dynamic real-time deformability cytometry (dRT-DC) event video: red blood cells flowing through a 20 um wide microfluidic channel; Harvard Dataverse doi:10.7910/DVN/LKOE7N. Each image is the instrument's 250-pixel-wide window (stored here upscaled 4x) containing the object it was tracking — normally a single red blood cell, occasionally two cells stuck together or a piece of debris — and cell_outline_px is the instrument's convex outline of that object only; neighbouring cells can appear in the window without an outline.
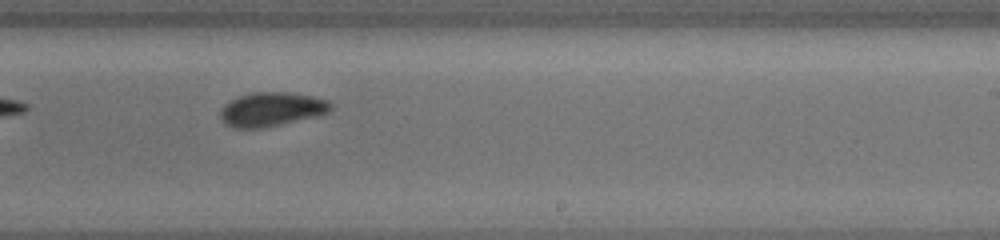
{"species": "common noctule bat (a hibernating species)", "species_latin": "Nyctalus noctula", "temperature_condition": "cold", "stored_images_in_passage": 15, "camera_frame_rate_fps": 3000, "um_per_image_px": 0.085, "animal": {"sex": "female", "body_mass_g": 19.5, "forearm_length_mm": 54.1}, "frame": {"image": 1, "passage_image": 9, "time_ms": 8.0, "image_size_px": [1000, 240], "cell_outline_px": [[332, 108], [328, 112], [316, 116], [280, 124], [260, 128], [236, 128], [228, 124], [220, 116], [220, 112], [224, 104], [240, 96], [252, 92], [292, 92], [312, 96], [328, 100], [332, 104]], "centroid_in_image_um": [23.11, 9.27], "position_along_channel_um": 265.9, "area_um2": 21.62}}
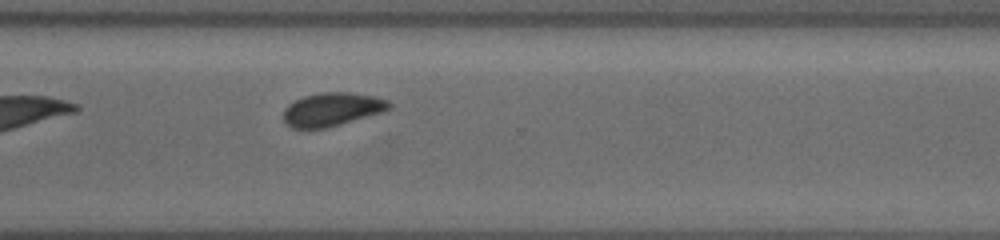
{"frame": {"image": 2, "passage_image": 11, "time_ms": 10.0, "image_size_px": [1000, 240], "cell_outline_px": [[392, 104], [384, 112], [324, 128], [292, 128], [284, 120], [284, 108], [288, 104], [304, 96], [320, 92], [348, 92], [372, 96], [388, 100]], "centroid_in_image_um": [28.22, 9.28], "position_along_channel_um": 342.4, "area_um2": 20.35}}
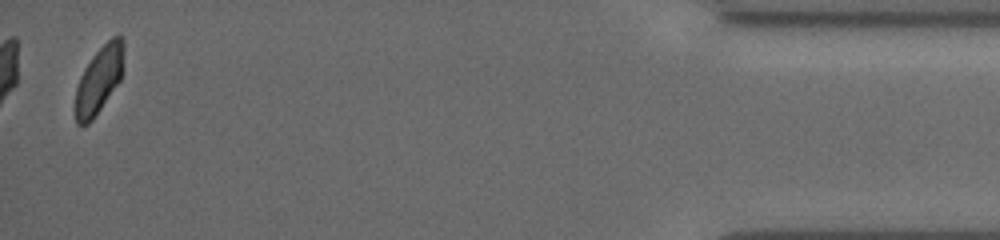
{"frame": {"image": 3, "passage_image": 15, "time_ms": 14.0, "image_size_px": [1000, 240], "cell_outline_px": [[124, 68], [120, 80], [92, 120], [88, 124], [76, 124], [76, 88], [80, 76], [84, 68], [92, 56], [112, 36], [120, 36], [124, 40]], "centroid_in_image_um": [8.45, 6.74], "position_along_channel_um": 426.8, "area_um2": 18.79}, "authors_computed_cell_mechanics": {"area_um2": 21.2704, "velocity_mm_per_s": 3.7977, "shape_relaxation_time_tau1_ms": 4.1209, "shape_relaxation_time_tau2_ms": 1.6233, "deformation_change_tau1": 0.1525, "deformation_change_tau2": 0.0478}}